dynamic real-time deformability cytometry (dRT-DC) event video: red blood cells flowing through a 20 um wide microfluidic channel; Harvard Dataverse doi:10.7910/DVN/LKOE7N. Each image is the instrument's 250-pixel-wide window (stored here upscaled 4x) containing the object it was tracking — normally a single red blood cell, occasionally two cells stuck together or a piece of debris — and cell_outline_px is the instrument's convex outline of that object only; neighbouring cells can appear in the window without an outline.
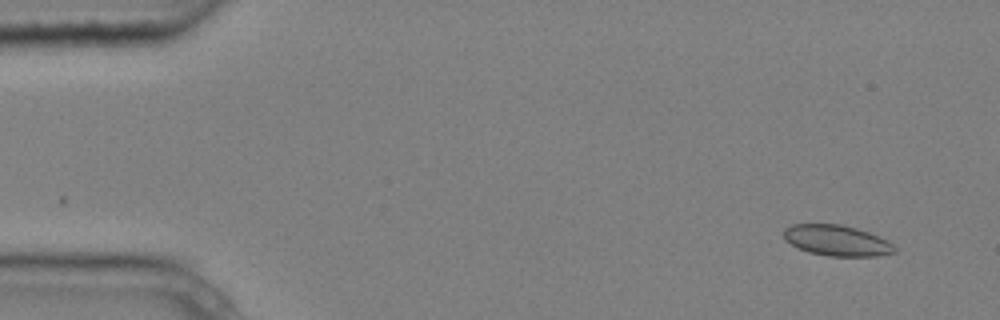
{"species": "common noctule bat (a hibernating species)", "species_latin": "Nyctalus noctula", "temperature_condition": "cold", "stored_images_in_passage": 8, "camera_frame_rate_fps": 3000, "um_per_image_px": 0.085, "animal": {"sex": "male", "body_mass_g": 20.4}, "frame": {"image": 1, "passage_image": 1, "time_ms": 0.0, "image_size_px": [1000, 320], "cell_outline_px": [[896, 252], [876, 256], [828, 256], [808, 252], [784, 240], [784, 228], [792, 224], [840, 224], [856, 228], [868, 232], [888, 240], [896, 248]], "centroid_in_image_um": [71.13, 20.44], "position_along_channel_um": 13.9, "area_um2": 19.83}}
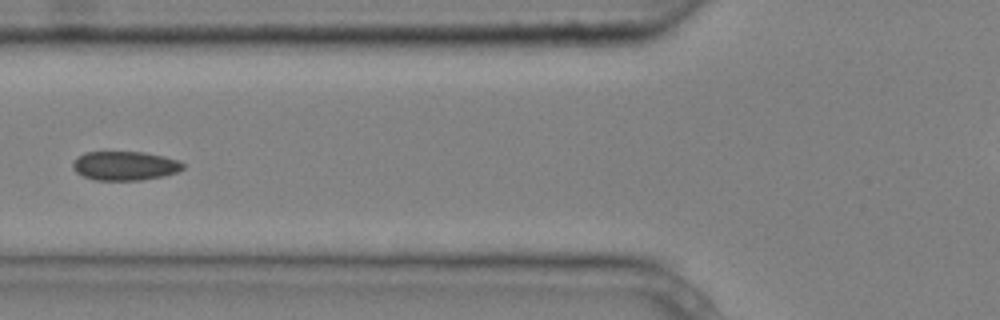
{"frame": {"image": 2, "passage_image": 6, "time_ms": 1.667, "image_size_px": [1000, 320], "cell_outline_px": [[184, 168], [176, 172], [164, 176], [140, 180], [96, 180], [84, 176], [76, 172], [72, 168], [72, 164], [76, 156], [84, 152], [144, 152], [164, 156], [180, 160], [184, 164]], "centroid_in_image_um": [10.61, 14.08], "position_along_channel_um": 115.2, "area_um2": 18.79}}
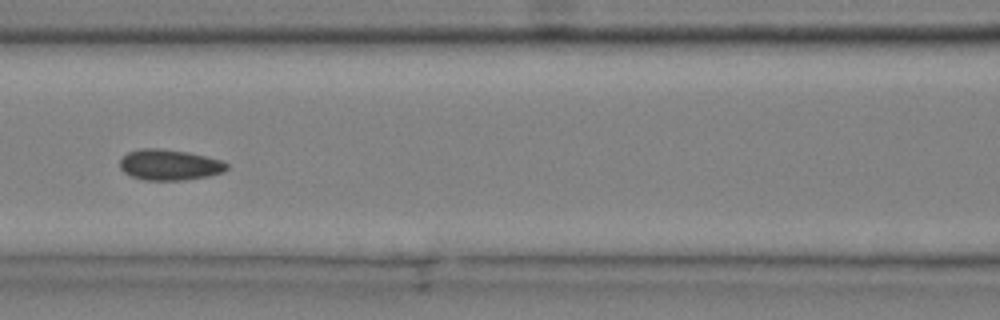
{"frame": {"image": 3, "passage_image": 7, "time_ms": 2.0, "image_size_px": [1000, 320], "cell_outline_px": [[228, 168], [224, 172], [208, 176], [184, 180], [144, 180], [132, 176], [124, 172], [120, 168], [120, 160], [128, 152], [140, 148], [160, 148], [188, 152], [224, 160], [228, 164]], "centroid_in_image_um": [14.43, 14.0], "position_along_channel_um": 152.2, "area_um2": 19.31}}